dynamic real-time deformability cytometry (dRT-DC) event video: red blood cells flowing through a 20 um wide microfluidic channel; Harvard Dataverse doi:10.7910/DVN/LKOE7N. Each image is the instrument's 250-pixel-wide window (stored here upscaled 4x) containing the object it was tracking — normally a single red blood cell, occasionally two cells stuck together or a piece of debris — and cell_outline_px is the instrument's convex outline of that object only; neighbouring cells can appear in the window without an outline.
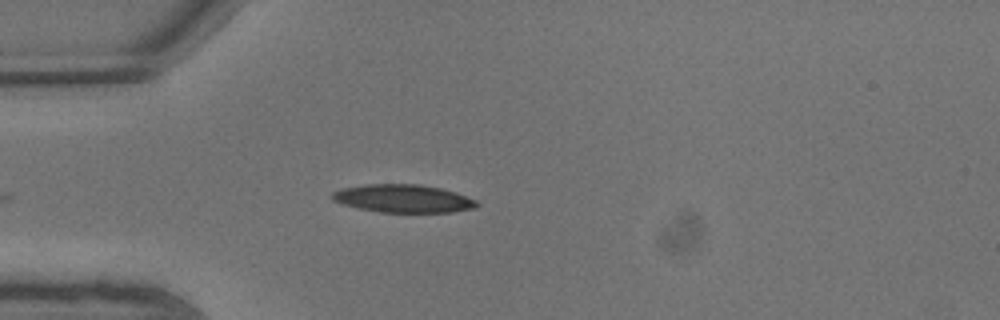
{"species": "common noctule bat (a hibernating species)", "species_latin": "Nyctalus noctula", "temperature_condition": "warm", "stored_images_in_passage": 4, "camera_frame_rate_fps": 3000, "um_per_image_px": 0.085, "animal": {"sex": "male", "body_mass_g": 13.3}, "frame": {"image": 1, "passage_image": 4, "time_ms": 1.0, "image_size_px": [1000, 320], "cell_outline_px": [[480, 204], [476, 208], [452, 212], [380, 212], [360, 208], [344, 204], [332, 200], [328, 196], [332, 192], [340, 188], [364, 184], [420, 184], [440, 188], [456, 192], [476, 200]], "centroid_in_image_um": [34.26, 16.87], "position_along_channel_um": 50.7, "area_um2": 23.76}}